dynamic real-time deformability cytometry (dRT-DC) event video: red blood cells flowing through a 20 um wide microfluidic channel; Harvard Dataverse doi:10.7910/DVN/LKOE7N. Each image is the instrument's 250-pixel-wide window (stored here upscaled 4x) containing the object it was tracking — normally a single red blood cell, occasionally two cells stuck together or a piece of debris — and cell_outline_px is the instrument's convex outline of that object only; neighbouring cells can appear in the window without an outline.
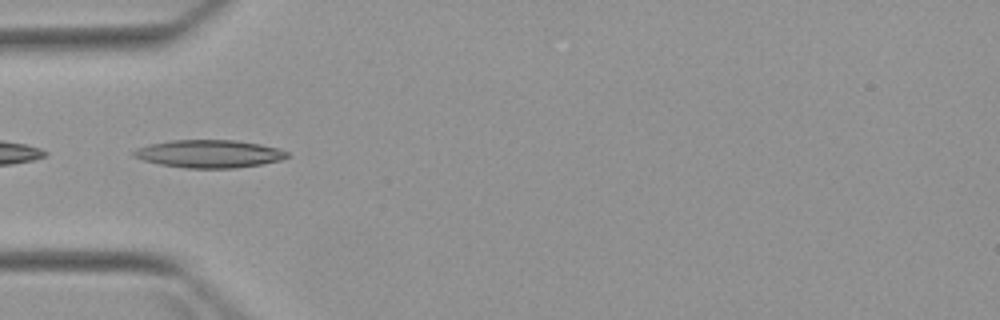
{"species": "Egyptian fruit bat (a non-hibernating species)", "species_latin": "Rousettus aegyptiacus", "temperature_condition": "warm", "stored_images_in_passage": 6, "camera_frame_rate_fps": 3000, "um_per_image_px": 0.085, "animal": {"sex": "female"}, "frame": {"image": 1, "passage_image": 5, "time_ms": 4.667, "image_size_px": [1000, 320], "cell_outline_px": [[288, 156], [280, 160], [260, 164], [236, 168], [184, 168], [160, 164], [144, 160], [132, 156], [132, 152], [140, 148], [152, 144], [172, 140], [236, 140], [260, 144], [276, 148], [288, 152]], "centroid_in_image_um": [17.78, 13.07], "position_along_channel_um": 67.2, "area_um2": 24.57}}
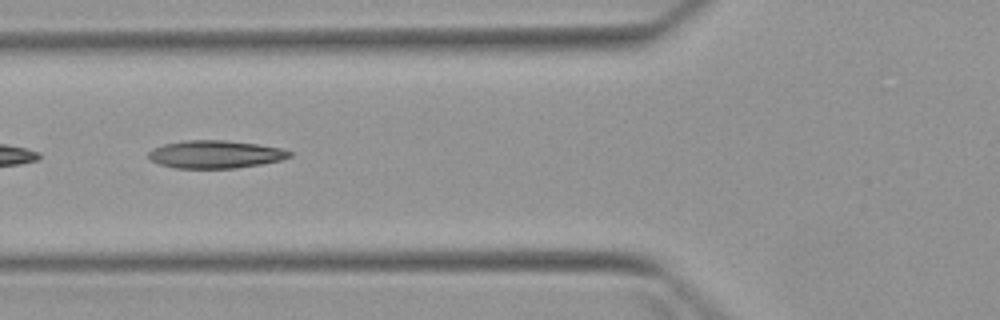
{"frame": {"image": 2, "passage_image": 6, "time_ms": 5.667, "image_size_px": [1000, 320], "cell_outline_px": [[292, 156], [280, 160], [260, 164], [236, 168], [176, 168], [160, 164], [152, 160], [148, 156], [148, 152], [152, 148], [164, 144], [184, 140], [224, 140], [256, 144], [280, 148], [292, 152]], "centroid_in_image_um": [18.28, 13.11], "position_along_channel_um": 107.5, "area_um2": 22.72}}